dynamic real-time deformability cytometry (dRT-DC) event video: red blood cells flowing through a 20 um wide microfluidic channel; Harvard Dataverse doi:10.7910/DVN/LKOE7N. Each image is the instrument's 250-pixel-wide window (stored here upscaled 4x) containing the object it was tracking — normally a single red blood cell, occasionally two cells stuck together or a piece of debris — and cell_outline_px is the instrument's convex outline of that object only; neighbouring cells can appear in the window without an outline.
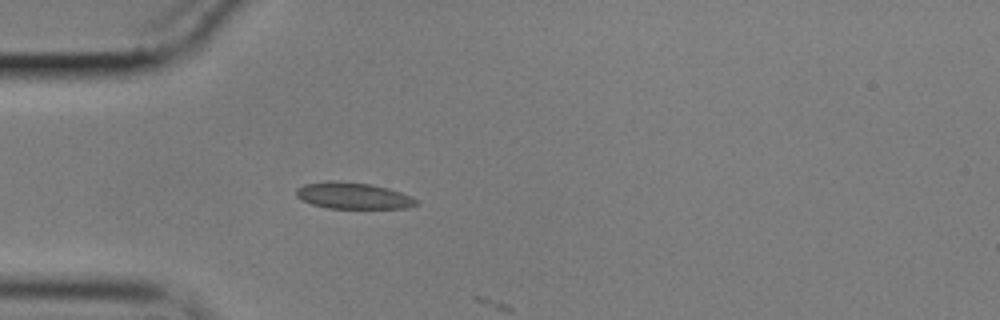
{"species": "common noctule bat (a hibernating species)", "species_latin": "Nyctalus noctula", "temperature_condition": "cold", "stored_images_in_passage": 2, "camera_frame_rate_fps": 3000, "um_per_image_px": 0.085, "animal": {"sex": "male", "body_mass_g": 17.9}, "frame": {"image": 1, "passage_image": 1, "time_ms": 0.0, "image_size_px": [1000, 320], "cell_outline_px": [[420, 204], [408, 208], [328, 208], [312, 204], [300, 200], [296, 196], [296, 188], [304, 184], [328, 180], [336, 180], [372, 184], [388, 188], [412, 196]], "centroid_in_image_um": [30.0, 16.62], "position_along_channel_um": 55.0, "area_um2": 18.73}}